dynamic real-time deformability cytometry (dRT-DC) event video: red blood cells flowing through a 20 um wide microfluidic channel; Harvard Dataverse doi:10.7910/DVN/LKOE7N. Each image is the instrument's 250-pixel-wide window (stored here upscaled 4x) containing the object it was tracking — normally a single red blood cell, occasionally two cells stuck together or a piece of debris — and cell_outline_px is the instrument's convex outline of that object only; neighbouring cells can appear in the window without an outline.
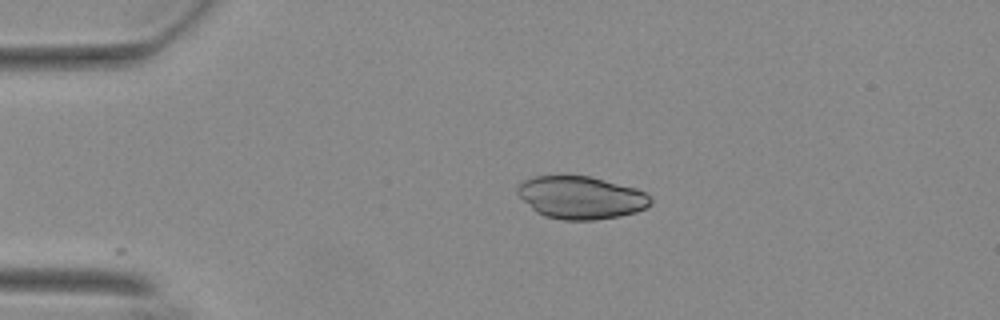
{"species": "Egyptian fruit bat (a non-hibernating species)", "species_latin": "Rousettus aegyptiacus", "temperature_condition": "warm", "stored_images_in_passage": 14, "camera_frame_rate_fps": 3000, "um_per_image_px": 0.085, "animal": {"sex": "female"}, "frame": {"image": 1, "passage_image": 1, "time_ms": 0.0, "image_size_px": [1000, 320], "cell_outline_px": [[652, 204], [636, 212], [620, 216], [596, 220], [564, 220], [544, 216], [536, 212], [516, 192], [516, 188], [520, 180], [532, 176], [592, 176], [636, 188], [644, 192], [652, 200]], "centroid_in_image_um": [49.36, 16.78], "position_along_channel_um": 35.6, "area_um2": 33.29}}
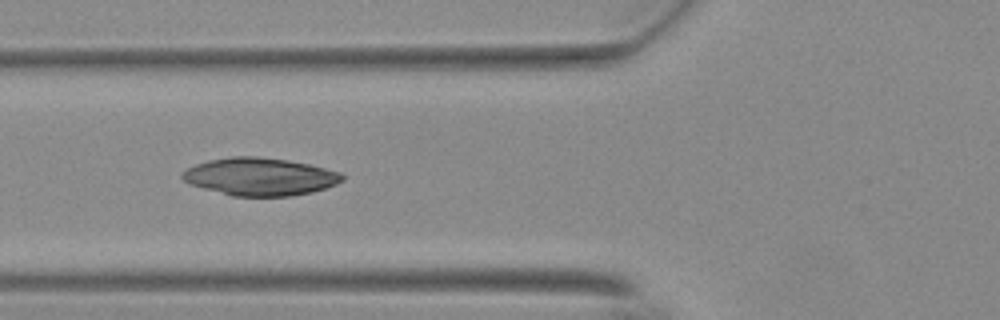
{"frame": {"image": 2, "passage_image": 10, "time_ms": 3.0, "image_size_px": [1000, 320], "cell_outline_px": [[344, 180], [336, 184], [312, 192], [292, 196], [232, 196], [188, 184], [180, 176], [180, 172], [196, 164], [208, 160], [232, 156], [256, 156], [288, 160], [308, 164], [340, 172], [344, 176]], "centroid_in_image_um": [22.06, 15.01], "position_along_channel_um": 103.7, "area_um2": 35.2}}
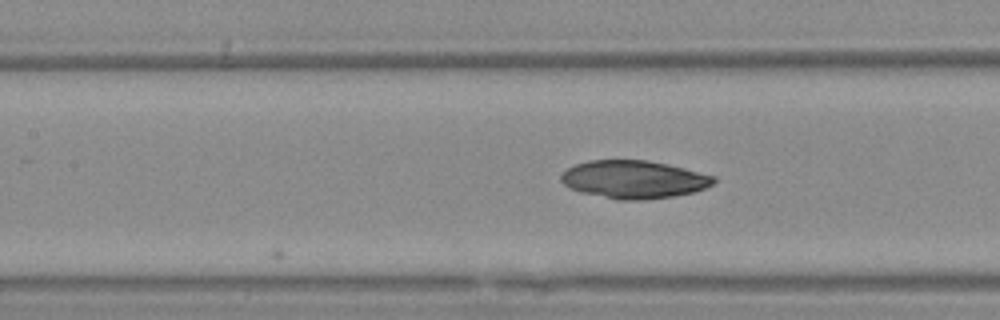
{"frame": {"image": 3, "passage_image": 14, "time_ms": 4.333, "image_size_px": [1000, 320], "cell_outline_px": [[716, 180], [712, 184], [704, 188], [692, 192], [672, 196], [644, 200], [616, 200], [580, 192], [568, 188], [560, 180], [560, 176], [568, 168], [576, 164], [588, 160], [648, 160], [668, 164], [716, 176]], "centroid_in_image_um": [53.85, 15.25], "position_along_channel_um": 153.6, "area_um2": 33.81}}